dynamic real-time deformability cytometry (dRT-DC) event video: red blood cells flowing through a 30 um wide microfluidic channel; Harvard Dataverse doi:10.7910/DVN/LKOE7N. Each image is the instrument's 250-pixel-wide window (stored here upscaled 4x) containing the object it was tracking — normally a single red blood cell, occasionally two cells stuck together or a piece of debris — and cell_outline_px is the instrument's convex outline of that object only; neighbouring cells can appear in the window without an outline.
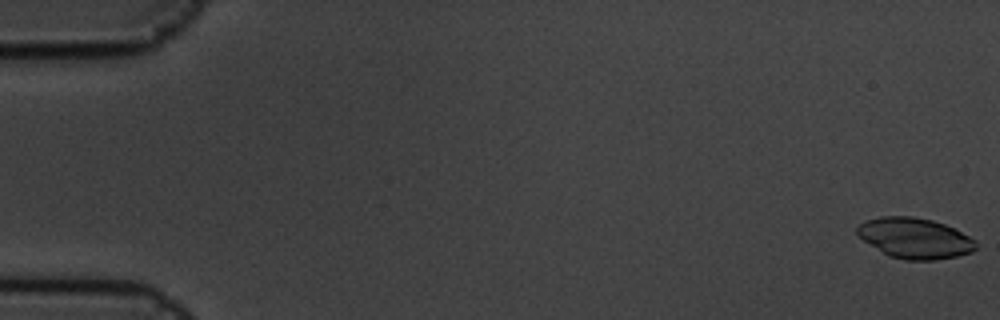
{"species": "common noctule bat (a hibernating species)", "species_latin": "Nyctalus noctula", "temperature_condition": "cold", "stored_images_in_passage": 5, "camera_frame_rate_fps": 3000, "um_per_image_px": 0.085, "animal": {"sex": "male", "body_mass_g": 19.5, "forearm_length_mm": 54.6}, "frame": {"image": 1, "passage_image": 1, "time_ms": 0.0, "image_size_px": [1000, 320], "cell_outline_px": [[976, 248], [972, 252], [956, 256], [936, 260], [904, 260], [888, 256], [864, 240], [856, 232], [856, 228], [864, 220], [880, 216], [912, 216], [932, 220], [944, 224], [976, 240]], "centroid_in_image_um": [77.74, 20.24], "position_along_channel_um": 7.3, "area_um2": 27.98}}
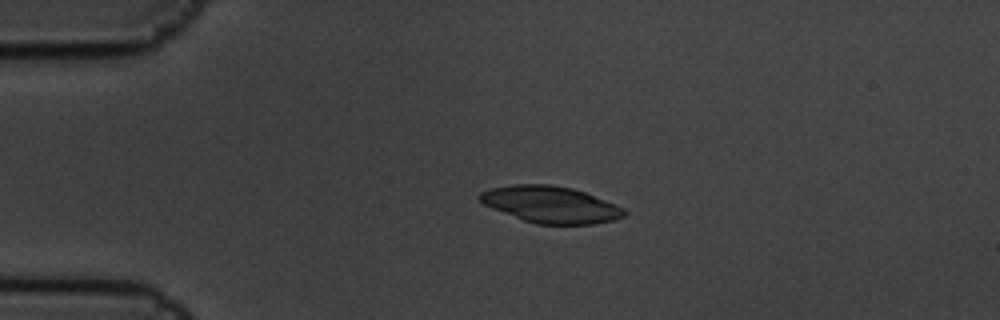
{"frame": {"image": 2, "passage_image": 4, "time_ms": 1.0, "image_size_px": [1000, 320], "cell_outline_px": [[628, 212], [624, 216], [612, 220], [592, 224], [536, 224], [524, 220], [492, 208], [484, 204], [476, 196], [480, 192], [492, 188], [512, 184], [548, 184], [572, 188], [584, 192], [616, 204], [624, 208]], "centroid_in_image_um": [46.8, 17.38], "position_along_channel_um": 38.2, "area_um2": 30.69}}